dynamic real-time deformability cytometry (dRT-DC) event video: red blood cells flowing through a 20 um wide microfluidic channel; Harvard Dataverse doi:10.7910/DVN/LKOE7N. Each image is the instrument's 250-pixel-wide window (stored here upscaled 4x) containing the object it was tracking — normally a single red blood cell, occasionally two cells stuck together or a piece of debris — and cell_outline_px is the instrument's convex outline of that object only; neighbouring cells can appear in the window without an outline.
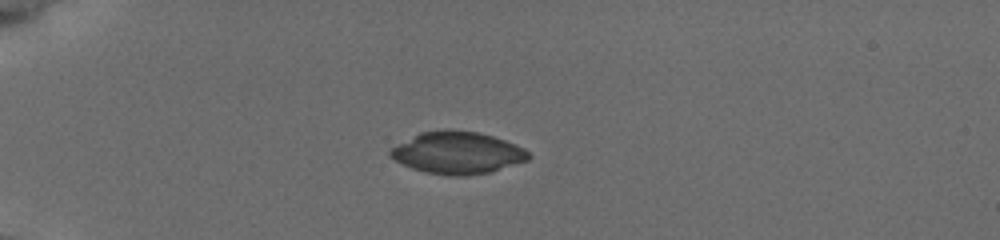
{"species": "common noctule bat (a hibernating species)", "species_latin": "Nyctalus noctula", "temperature_condition": "cold", "stored_images_in_passage": 40, "camera_frame_rate_fps": 3000, "um_per_image_px": 0.085, "animal": {"sex": "female", "body_mass_g": 19.5, "forearm_length_mm": 54.1}, "frame": {"image": 1, "passage_image": 1, "time_ms": 0.0, "image_size_px": [1000, 240], "cell_outline_px": [[532, 156], [528, 160], [492, 172], [468, 176], [448, 176], [424, 172], [412, 168], [388, 156], [388, 152], [392, 148], [420, 132], [448, 128], [476, 132], [492, 136], [504, 140], [524, 148]], "centroid_in_image_um": [38.9, 12.99], "position_along_channel_um": 46.1, "area_um2": 34.04}}
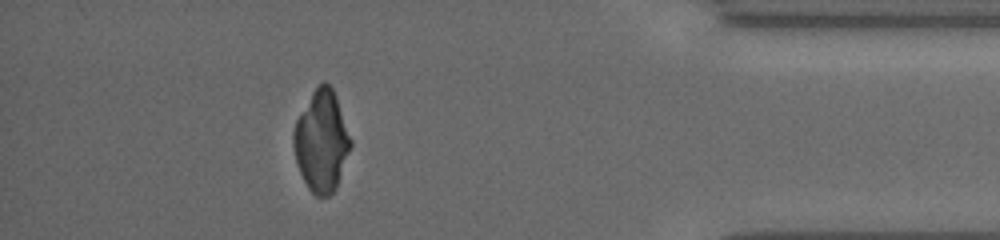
{"frame": {"image": 2, "passage_image": 35, "time_ms": 11.333, "image_size_px": [1000, 240], "cell_outline_px": [[352, 144], [336, 188], [328, 196], [316, 196], [308, 188], [296, 164], [292, 144], [292, 132], [296, 120], [312, 92], [324, 80], [332, 88], [336, 96], [352, 140]], "centroid_in_image_um": [27.31, 12.0], "position_along_channel_um": 407.9, "area_um2": 33.58}}